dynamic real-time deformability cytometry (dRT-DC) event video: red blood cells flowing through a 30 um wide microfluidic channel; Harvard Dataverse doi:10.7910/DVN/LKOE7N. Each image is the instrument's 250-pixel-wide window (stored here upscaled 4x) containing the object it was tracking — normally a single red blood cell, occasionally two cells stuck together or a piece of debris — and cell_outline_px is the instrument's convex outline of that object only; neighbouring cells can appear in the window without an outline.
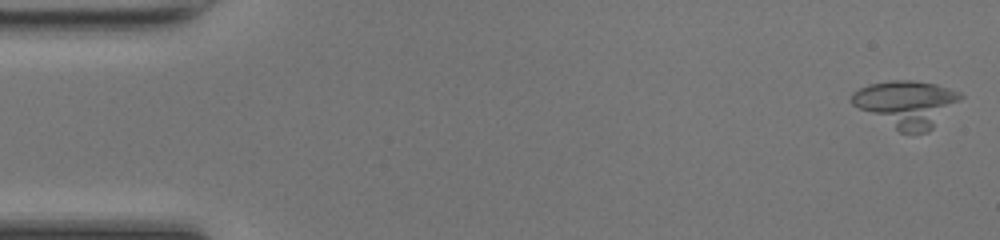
{"species": "common noctule bat (a hibernating species)", "species_latin": "Nyctalus noctula", "temperature_condition": "room temperature", "stored_images_in_passage": 49, "camera_frame_rate_fps": 3000, "um_per_image_px": 0.085, "animal": {"sex": "female", "body_mass_g": 17.0, "forearm_length_mm": 48.0}, "frame": {"image": 1, "passage_image": 1, "time_ms": 0.0, "image_size_px": [1000, 240], "cell_outline_px": [[964, 96], [928, 132], [900, 132], [852, 104], [852, 92], [868, 84], [892, 80], [912, 80], [936, 84], [960, 92]], "centroid_in_image_um": [77.06, 8.8], "position_along_channel_um": 7.9, "area_um2": 29.13}}